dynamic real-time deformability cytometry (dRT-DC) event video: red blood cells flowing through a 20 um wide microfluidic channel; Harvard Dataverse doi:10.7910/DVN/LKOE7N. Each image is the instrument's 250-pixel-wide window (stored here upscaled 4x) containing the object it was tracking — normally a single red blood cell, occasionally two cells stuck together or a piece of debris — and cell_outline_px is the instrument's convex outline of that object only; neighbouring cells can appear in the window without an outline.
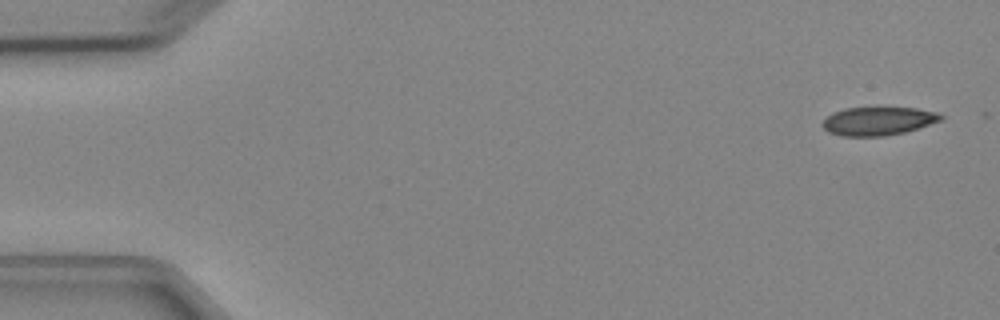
{"species": "Egyptian fruit bat (a non-hibernating species)", "species_latin": "Rousettus aegyptiacus", "temperature_condition": "cold", "stored_images_in_passage": 7, "camera_frame_rate_fps": 3000, "um_per_image_px": 0.085, "animal": {"sex": "female"}, "frame": {"image": 1, "passage_image": 1, "time_ms": 0.0, "image_size_px": [1000, 320], "cell_outline_px": [[944, 120], [920, 128], [904, 132], [884, 136], [840, 136], [828, 132], [820, 124], [832, 112], [844, 108], [916, 108], [936, 112], [944, 116]], "centroid_in_image_um": [74.65, 10.3], "position_along_channel_um": 10.3, "area_um2": 19.71}}
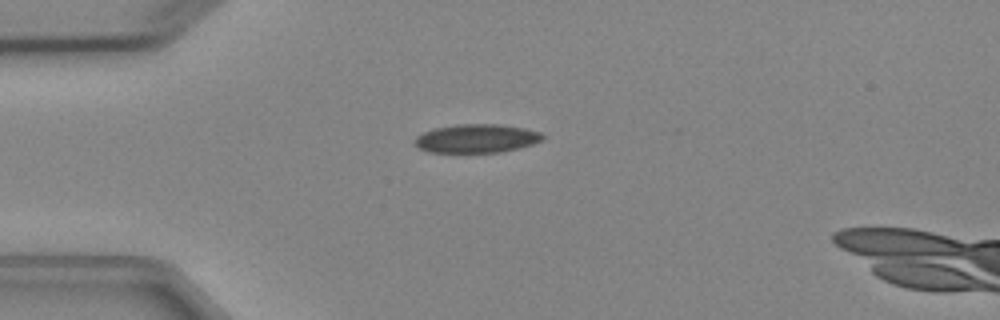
{"frame": {"image": 2, "passage_image": 4, "time_ms": 3.667, "image_size_px": [1000, 320], "cell_outline_px": [[544, 136], [540, 140], [532, 144], [520, 148], [504, 152], [428, 152], [412, 144], [412, 140], [416, 136], [432, 128], [456, 124], [500, 124], [524, 128], [540, 132]], "centroid_in_image_um": [40.45, 11.77], "position_along_channel_um": 44.5, "area_um2": 21.5}}